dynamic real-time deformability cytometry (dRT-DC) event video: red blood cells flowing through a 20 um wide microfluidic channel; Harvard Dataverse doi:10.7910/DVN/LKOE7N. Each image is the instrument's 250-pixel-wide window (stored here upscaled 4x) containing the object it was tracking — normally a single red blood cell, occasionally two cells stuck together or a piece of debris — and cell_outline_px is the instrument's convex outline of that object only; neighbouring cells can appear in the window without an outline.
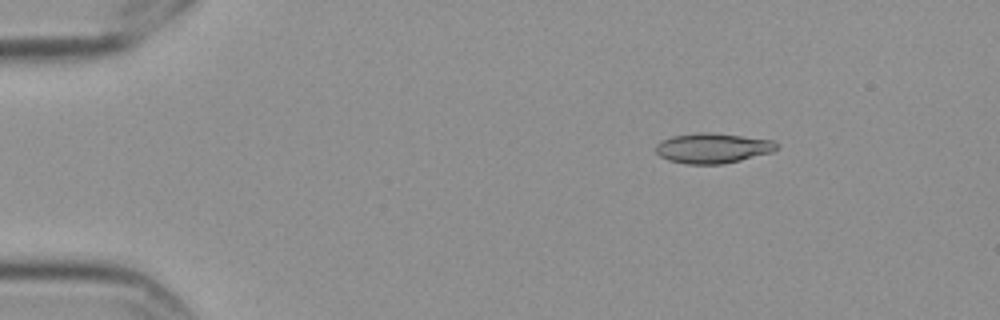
{"species": "Egyptian fruit bat (a non-hibernating species)", "species_latin": "Rousettus aegyptiacus", "temperature_condition": "cold", "stored_images_in_passage": 6, "camera_frame_rate_fps": 3000, "um_per_image_px": 0.085, "frame": {"image": 1, "passage_image": 2, "time_ms": 0.333, "image_size_px": [1000, 320], "cell_outline_px": [[780, 144], [772, 152], [724, 164], [688, 164], [668, 160], [660, 156], [656, 152], [656, 144], [660, 140], [672, 136], [696, 132], [712, 132], [772, 140]], "centroid_in_image_um": [60.55, 12.58], "position_along_channel_um": 24.4, "area_um2": 21.27}}
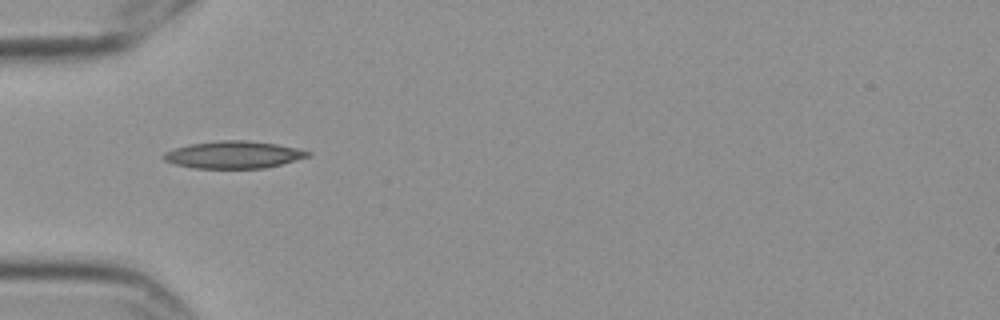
{"frame": {"image": 2, "passage_image": 5, "time_ms": 1.333, "image_size_px": [1000, 320], "cell_outline_px": [[312, 152], [308, 156], [280, 164], [264, 168], [192, 168], [176, 164], [164, 160], [160, 156], [164, 152], [172, 148], [188, 144], [220, 140], [248, 140], [276, 144], [296, 148]], "centroid_in_image_um": [19.77, 13.14], "position_along_channel_um": 65.2, "area_um2": 22.89}}
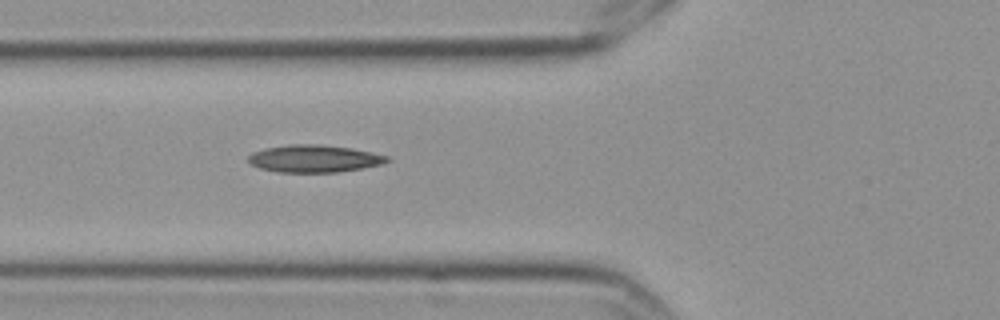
{"frame": {"image": 3, "passage_image": 6, "time_ms": 1.667, "image_size_px": [1000, 320], "cell_outline_px": [[392, 160], [384, 164], [364, 168], [336, 172], [276, 172], [260, 168], [252, 164], [248, 160], [248, 156], [252, 152], [264, 148], [288, 144], [320, 144], [352, 148], [372, 152], [388, 156]], "centroid_in_image_um": [26.74, 13.48], "position_along_channel_um": 99.1, "area_um2": 22.37}}